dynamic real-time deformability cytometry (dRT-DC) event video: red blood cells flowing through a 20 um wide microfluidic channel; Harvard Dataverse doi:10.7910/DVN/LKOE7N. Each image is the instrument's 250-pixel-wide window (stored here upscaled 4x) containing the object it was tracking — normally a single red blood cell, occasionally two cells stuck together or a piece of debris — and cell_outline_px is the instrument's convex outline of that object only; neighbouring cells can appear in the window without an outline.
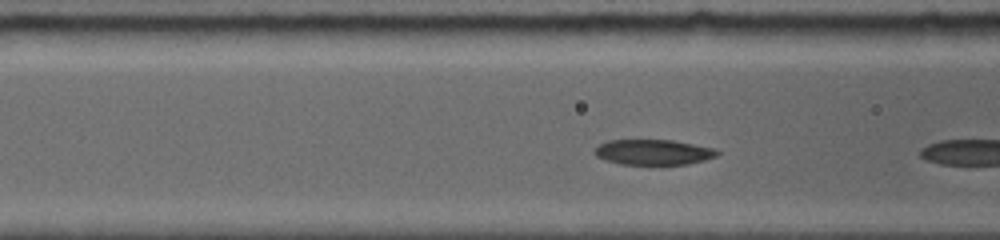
{"species": "common noctule bat (a hibernating species)", "species_latin": "Nyctalus noctula", "temperature_condition": "room temperature", "stored_images_in_passage": 12, "camera_frame_rate_fps": 5000, "um_per_image_px": 0.085, "animal": {"sex": "female", "body_mass_g": 19.0, "forearm_length_mm": 56.7}, "frame": {"image": 1, "passage_image": 6, "time_ms": 1.2, "image_size_px": [1000, 240], "cell_outline_px": [[720, 152], [716, 156], [704, 160], [688, 164], [652, 168], [620, 164], [604, 160], [596, 156], [592, 152], [600, 144], [608, 140], [672, 140], [712, 148]], "centroid_in_image_um": [55.49, 12.99], "position_along_channel_um": 111.1, "area_um2": 18.96}}
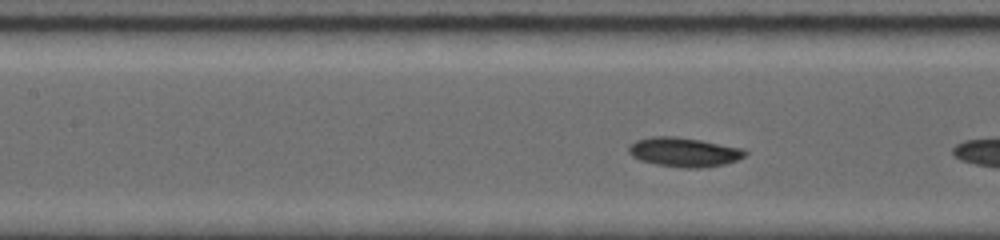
{"frame": {"image": 2, "passage_image": 10, "time_ms": 2.2, "image_size_px": [1000, 240], "cell_outline_px": [[748, 152], [744, 156], [736, 160], [724, 164], [700, 168], [680, 168], [656, 164], [640, 160], [632, 156], [628, 152], [628, 148], [636, 140], [652, 136], [676, 136], [700, 140], [744, 148]], "centroid_in_image_um": [58.14, 12.93], "position_along_channel_um": 149.3, "area_um2": 19.88}}